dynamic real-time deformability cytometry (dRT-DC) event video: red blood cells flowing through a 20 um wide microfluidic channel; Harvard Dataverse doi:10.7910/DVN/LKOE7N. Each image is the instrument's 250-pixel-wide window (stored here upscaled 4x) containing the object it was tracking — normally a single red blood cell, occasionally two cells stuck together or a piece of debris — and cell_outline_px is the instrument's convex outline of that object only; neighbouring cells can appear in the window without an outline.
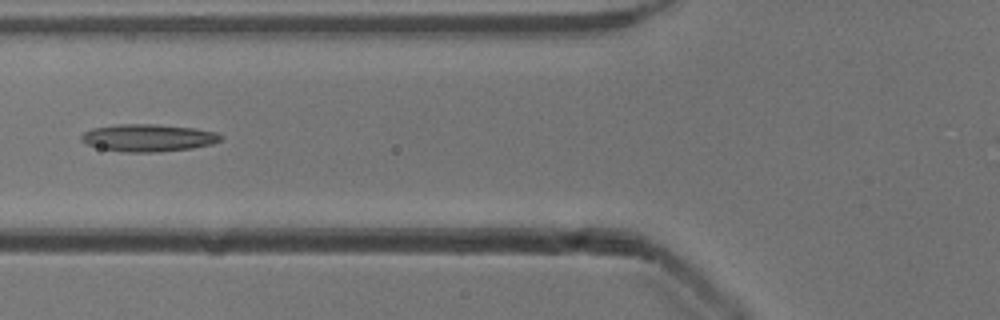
{"species": "common noctule bat (a hibernating species)", "species_latin": "Nyctalus noctula", "temperature_condition": "cold", "stored_images_in_passage": 39, "camera_frame_rate_fps": 3000, "um_per_image_px": 0.085, "animal": {"sex": "male", "body_mass_g": 13.3}, "frame": {"image": 1, "passage_image": 11, "time_ms": 3.333, "image_size_px": [1000, 320], "cell_outline_px": [[220, 140], [212, 144], [192, 148], [156, 152], [124, 152], [100, 148], [88, 144], [80, 140], [80, 136], [84, 132], [92, 128], [120, 124], [156, 124], [196, 128], [216, 132], [220, 136]], "centroid_in_image_um": [12.58, 11.71], "position_along_channel_um": 113.2, "area_um2": 22.14}}
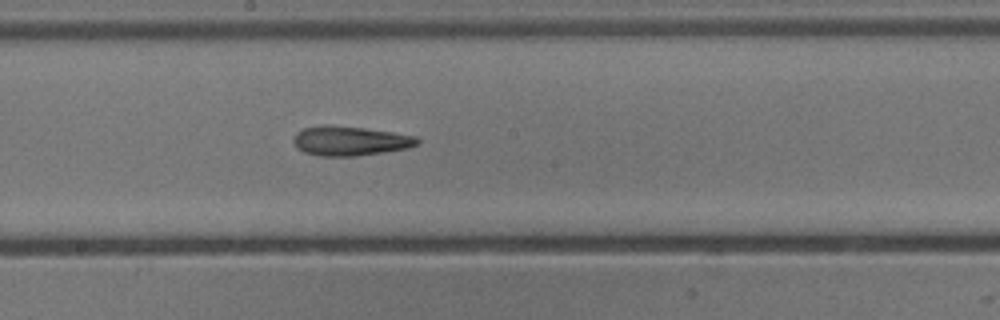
{"frame": {"image": 2, "passage_image": 19, "time_ms": 6.0, "image_size_px": [1000, 320], "cell_outline_px": [[420, 144], [408, 148], [384, 152], [356, 156], [320, 156], [304, 152], [296, 148], [292, 140], [296, 132], [304, 128], [364, 128], [392, 132], [416, 136], [420, 140]], "centroid_in_image_um": [29.81, 12.03], "position_along_channel_um": 218.4, "area_um2": 20.58}}
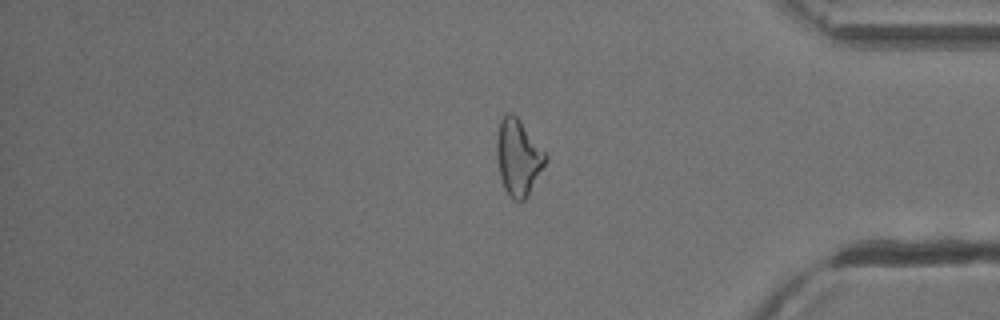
{"frame": {"image": 3, "passage_image": 34, "time_ms": 11.0, "image_size_px": [1000, 320], "cell_outline_px": [[548, 160], [528, 196], [524, 200], [512, 200], [504, 188], [500, 176], [496, 156], [496, 140], [500, 120], [504, 112], [512, 112], [516, 116], [548, 152]], "centroid_in_image_um": [44.07, 13.35], "position_along_channel_um": 391.1, "area_um2": 22.2}, "authors_computed_cell_mechanics": {"area_um2": 20.5768, "velocity_mm_per_s": 3.9221, "shape_relaxation_time_tau1_ms": null, "shape_relaxation_time_tau2_ms": 7.4995, "deformation_change_tau1": null, "deformation_change_tau2": 0.2238}}